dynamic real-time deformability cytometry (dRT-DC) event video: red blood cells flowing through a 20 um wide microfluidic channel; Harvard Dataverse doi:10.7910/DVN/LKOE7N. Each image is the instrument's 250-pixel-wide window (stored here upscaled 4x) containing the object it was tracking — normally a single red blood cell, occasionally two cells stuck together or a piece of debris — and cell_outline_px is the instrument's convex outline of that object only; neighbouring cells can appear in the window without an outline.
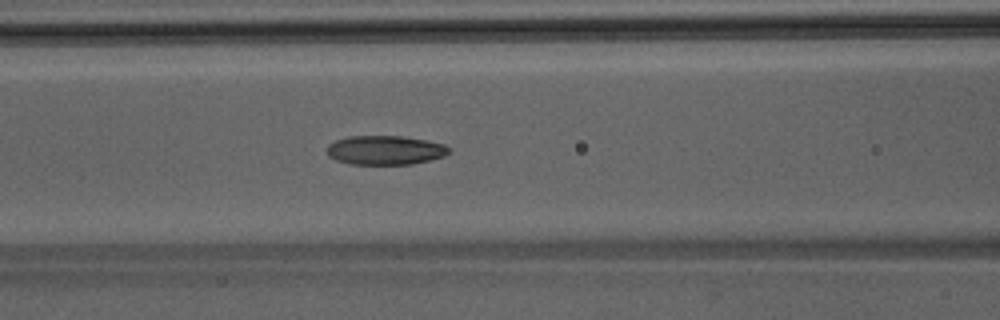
{"species": "Egyptian fruit bat (a non-hibernating species)", "species_latin": "Rousettus aegyptiacus", "temperature_condition": "room temperature", "stored_images_in_passage": 48, "camera_frame_rate_fps": 3000, "um_per_image_px": 0.085, "animal": {"sex": "male"}, "frame": {"image": 1, "passage_image": 20, "time_ms": 6.333, "image_size_px": [1000, 320], "cell_outline_px": [[452, 152], [444, 156], [412, 164], [348, 164], [336, 160], [328, 156], [328, 144], [336, 140], [348, 136], [400, 136], [424, 140], [444, 144], [452, 148]], "centroid_in_image_um": [32.75, 12.76], "position_along_channel_um": 133.9, "area_um2": 20.75}}
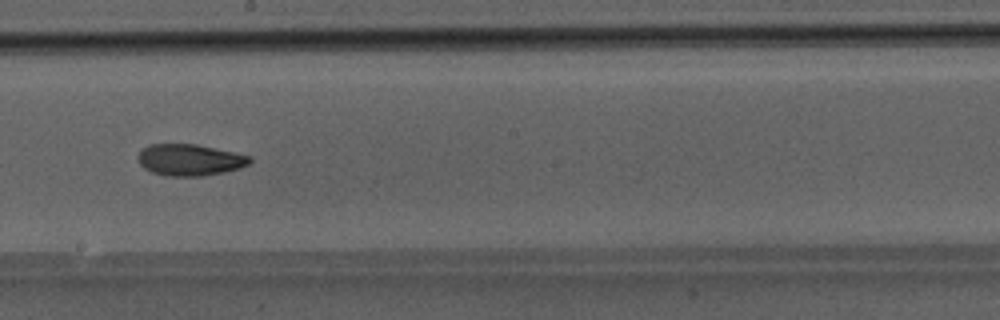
{"frame": {"image": 2, "passage_image": 27, "time_ms": 8.667, "image_size_px": [1000, 320], "cell_outline_px": [[252, 160], [248, 164], [240, 168], [224, 172], [204, 176], [164, 176], [152, 172], [144, 168], [140, 164], [140, 152], [148, 144], [196, 144], [236, 152], [252, 156]], "centroid_in_image_um": [16.18, 13.59], "position_along_channel_um": 232.0, "area_um2": 20.58}}
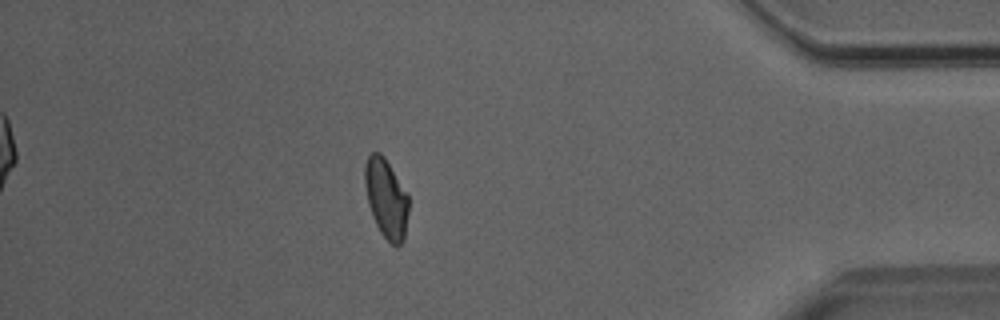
{"frame": {"image": 3, "passage_image": 42, "time_ms": 13.667, "image_size_px": [1000, 320], "cell_outline_px": [[408, 212], [404, 240], [396, 248], [380, 232], [372, 216], [368, 204], [364, 184], [364, 164], [368, 156], [372, 152], [380, 152], [384, 156], [408, 196]], "centroid_in_image_um": [32.8, 16.86], "position_along_channel_um": 402.4, "area_um2": 20.17}}